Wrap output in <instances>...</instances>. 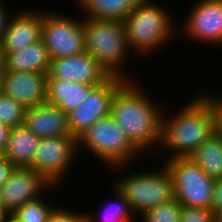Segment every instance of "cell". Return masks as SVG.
Returning <instances> with one entry per match:
<instances>
[{
	"instance_id": "6da1fadb",
	"label": "cell",
	"mask_w": 222,
	"mask_h": 222,
	"mask_svg": "<svg viewBox=\"0 0 222 222\" xmlns=\"http://www.w3.org/2000/svg\"><path fill=\"white\" fill-rule=\"evenodd\" d=\"M200 92L175 110V114L164 109L161 141L154 157L161 155L164 160L187 158L218 131L215 93L208 89Z\"/></svg>"
},
{
	"instance_id": "7a4b0ae2",
	"label": "cell",
	"mask_w": 222,
	"mask_h": 222,
	"mask_svg": "<svg viewBox=\"0 0 222 222\" xmlns=\"http://www.w3.org/2000/svg\"><path fill=\"white\" fill-rule=\"evenodd\" d=\"M142 86L139 81L127 80L114 95L110 116L142 155L155 156L161 141L165 107L163 104L160 106L159 102L157 104L154 101L156 98L150 96Z\"/></svg>"
},
{
	"instance_id": "3957f363",
	"label": "cell",
	"mask_w": 222,
	"mask_h": 222,
	"mask_svg": "<svg viewBox=\"0 0 222 222\" xmlns=\"http://www.w3.org/2000/svg\"><path fill=\"white\" fill-rule=\"evenodd\" d=\"M170 12L166 7L157 4L156 0H145L126 16L123 24L127 44L131 52L134 50L133 54L140 57L154 54L160 47H167L172 38L174 40V37L180 36L176 34L177 26H174L177 25L174 19L176 17Z\"/></svg>"
},
{
	"instance_id": "277c9868",
	"label": "cell",
	"mask_w": 222,
	"mask_h": 222,
	"mask_svg": "<svg viewBox=\"0 0 222 222\" xmlns=\"http://www.w3.org/2000/svg\"><path fill=\"white\" fill-rule=\"evenodd\" d=\"M81 19L85 35V52L92 55L111 76H119L127 80L139 79L137 75L126 72L129 68L125 63L131 51L127 44L123 22L86 17Z\"/></svg>"
},
{
	"instance_id": "5b68a950",
	"label": "cell",
	"mask_w": 222,
	"mask_h": 222,
	"mask_svg": "<svg viewBox=\"0 0 222 222\" xmlns=\"http://www.w3.org/2000/svg\"><path fill=\"white\" fill-rule=\"evenodd\" d=\"M132 165H120L110 169L119 175L113 184L122 192L137 217L158 205L175 200L173 178L163 163L154 170L130 171ZM129 170V171H128ZM114 171V172H113ZM127 173H125V172ZM144 171V172H143ZM147 171V172H146ZM130 172V173H129ZM124 173V175H123ZM122 175V176H121ZM119 178V179H118Z\"/></svg>"
},
{
	"instance_id": "8992f818",
	"label": "cell",
	"mask_w": 222,
	"mask_h": 222,
	"mask_svg": "<svg viewBox=\"0 0 222 222\" xmlns=\"http://www.w3.org/2000/svg\"><path fill=\"white\" fill-rule=\"evenodd\" d=\"M84 150L108 166V169L120 165H133L136 162L135 158H144L110 115L96 121L78 138V152Z\"/></svg>"
},
{
	"instance_id": "52a82bcc",
	"label": "cell",
	"mask_w": 222,
	"mask_h": 222,
	"mask_svg": "<svg viewBox=\"0 0 222 222\" xmlns=\"http://www.w3.org/2000/svg\"><path fill=\"white\" fill-rule=\"evenodd\" d=\"M173 178L175 199L187 207L211 210L215 179L189 157L162 160Z\"/></svg>"
},
{
	"instance_id": "ba28073f",
	"label": "cell",
	"mask_w": 222,
	"mask_h": 222,
	"mask_svg": "<svg viewBox=\"0 0 222 222\" xmlns=\"http://www.w3.org/2000/svg\"><path fill=\"white\" fill-rule=\"evenodd\" d=\"M42 10L41 40L50 59L77 55L85 52L83 22L76 16L63 12ZM49 11V12H48ZM78 19V20H77Z\"/></svg>"
},
{
	"instance_id": "9c48e42d",
	"label": "cell",
	"mask_w": 222,
	"mask_h": 222,
	"mask_svg": "<svg viewBox=\"0 0 222 222\" xmlns=\"http://www.w3.org/2000/svg\"><path fill=\"white\" fill-rule=\"evenodd\" d=\"M79 154L78 139L74 136L40 138L32 163L28 167L42 174L51 184L61 186Z\"/></svg>"
},
{
	"instance_id": "30bf717a",
	"label": "cell",
	"mask_w": 222,
	"mask_h": 222,
	"mask_svg": "<svg viewBox=\"0 0 222 222\" xmlns=\"http://www.w3.org/2000/svg\"><path fill=\"white\" fill-rule=\"evenodd\" d=\"M186 14L183 25L177 27L181 38L222 47V0H196Z\"/></svg>"
},
{
	"instance_id": "8fae6325",
	"label": "cell",
	"mask_w": 222,
	"mask_h": 222,
	"mask_svg": "<svg viewBox=\"0 0 222 222\" xmlns=\"http://www.w3.org/2000/svg\"><path fill=\"white\" fill-rule=\"evenodd\" d=\"M126 81L123 77L111 76L95 86L79 106L68 113L71 135L78 139L96 121L109 116L114 95Z\"/></svg>"
},
{
	"instance_id": "7c38bea8",
	"label": "cell",
	"mask_w": 222,
	"mask_h": 222,
	"mask_svg": "<svg viewBox=\"0 0 222 222\" xmlns=\"http://www.w3.org/2000/svg\"><path fill=\"white\" fill-rule=\"evenodd\" d=\"M60 188L62 187L51 184L42 174L37 173L31 167L21 166L13 169L0 188V196L5 211L13 213L26 202L47 194L48 190L50 193Z\"/></svg>"
},
{
	"instance_id": "4fadbf2b",
	"label": "cell",
	"mask_w": 222,
	"mask_h": 222,
	"mask_svg": "<svg viewBox=\"0 0 222 222\" xmlns=\"http://www.w3.org/2000/svg\"><path fill=\"white\" fill-rule=\"evenodd\" d=\"M111 75L87 52L55 58L50 61L47 79L69 80L88 85H100Z\"/></svg>"
},
{
	"instance_id": "5bb4252c",
	"label": "cell",
	"mask_w": 222,
	"mask_h": 222,
	"mask_svg": "<svg viewBox=\"0 0 222 222\" xmlns=\"http://www.w3.org/2000/svg\"><path fill=\"white\" fill-rule=\"evenodd\" d=\"M27 8L9 17L0 42V57L16 52L33 44L41 38L42 11Z\"/></svg>"
},
{
	"instance_id": "9a60e30c",
	"label": "cell",
	"mask_w": 222,
	"mask_h": 222,
	"mask_svg": "<svg viewBox=\"0 0 222 222\" xmlns=\"http://www.w3.org/2000/svg\"><path fill=\"white\" fill-rule=\"evenodd\" d=\"M46 80L43 73L7 71L3 93L26 109L35 107L46 101Z\"/></svg>"
},
{
	"instance_id": "2e32d148",
	"label": "cell",
	"mask_w": 222,
	"mask_h": 222,
	"mask_svg": "<svg viewBox=\"0 0 222 222\" xmlns=\"http://www.w3.org/2000/svg\"><path fill=\"white\" fill-rule=\"evenodd\" d=\"M23 125L39 138L72 136L68 114L60 107L47 101L38 106L27 108Z\"/></svg>"
},
{
	"instance_id": "e0dca14e",
	"label": "cell",
	"mask_w": 222,
	"mask_h": 222,
	"mask_svg": "<svg viewBox=\"0 0 222 222\" xmlns=\"http://www.w3.org/2000/svg\"><path fill=\"white\" fill-rule=\"evenodd\" d=\"M98 85L69 80L47 79L46 101L60 107L66 114L76 109L89 92Z\"/></svg>"
},
{
	"instance_id": "ac0fdd59",
	"label": "cell",
	"mask_w": 222,
	"mask_h": 222,
	"mask_svg": "<svg viewBox=\"0 0 222 222\" xmlns=\"http://www.w3.org/2000/svg\"><path fill=\"white\" fill-rule=\"evenodd\" d=\"M3 60L7 71H27L43 74L48 73L51 61L47 48L41 39L21 50L7 53Z\"/></svg>"
},
{
	"instance_id": "d6986e66",
	"label": "cell",
	"mask_w": 222,
	"mask_h": 222,
	"mask_svg": "<svg viewBox=\"0 0 222 222\" xmlns=\"http://www.w3.org/2000/svg\"><path fill=\"white\" fill-rule=\"evenodd\" d=\"M39 142L40 138L24 125L16 126L11 128L7 148L2 155L15 167H28Z\"/></svg>"
},
{
	"instance_id": "ffe728a7",
	"label": "cell",
	"mask_w": 222,
	"mask_h": 222,
	"mask_svg": "<svg viewBox=\"0 0 222 222\" xmlns=\"http://www.w3.org/2000/svg\"><path fill=\"white\" fill-rule=\"evenodd\" d=\"M84 17L99 20L124 21L126 16L145 0H74Z\"/></svg>"
},
{
	"instance_id": "44dd1931",
	"label": "cell",
	"mask_w": 222,
	"mask_h": 222,
	"mask_svg": "<svg viewBox=\"0 0 222 222\" xmlns=\"http://www.w3.org/2000/svg\"><path fill=\"white\" fill-rule=\"evenodd\" d=\"M189 158L211 178H222V134L217 131L203 142Z\"/></svg>"
},
{
	"instance_id": "7402d4cb",
	"label": "cell",
	"mask_w": 222,
	"mask_h": 222,
	"mask_svg": "<svg viewBox=\"0 0 222 222\" xmlns=\"http://www.w3.org/2000/svg\"><path fill=\"white\" fill-rule=\"evenodd\" d=\"M113 196L115 199L112 202L104 204V208L97 211L98 213L85 212L86 222H133L132 217L136 215L132 211L128 200L117 188L116 185L112 186ZM103 209V210H102ZM101 214V215H100ZM100 215V216H99Z\"/></svg>"
},
{
	"instance_id": "603a6c76",
	"label": "cell",
	"mask_w": 222,
	"mask_h": 222,
	"mask_svg": "<svg viewBox=\"0 0 222 222\" xmlns=\"http://www.w3.org/2000/svg\"><path fill=\"white\" fill-rule=\"evenodd\" d=\"M45 195L38 199L26 202L17 208L13 215L20 222H47L53 211L58 207L44 199ZM47 201V202H46Z\"/></svg>"
},
{
	"instance_id": "cb8c5ba5",
	"label": "cell",
	"mask_w": 222,
	"mask_h": 222,
	"mask_svg": "<svg viewBox=\"0 0 222 222\" xmlns=\"http://www.w3.org/2000/svg\"><path fill=\"white\" fill-rule=\"evenodd\" d=\"M26 108L3 92L0 93V122L10 128L23 125Z\"/></svg>"
},
{
	"instance_id": "d4e9b609",
	"label": "cell",
	"mask_w": 222,
	"mask_h": 222,
	"mask_svg": "<svg viewBox=\"0 0 222 222\" xmlns=\"http://www.w3.org/2000/svg\"><path fill=\"white\" fill-rule=\"evenodd\" d=\"M182 205L175 199L147 210L139 216L141 222H180Z\"/></svg>"
},
{
	"instance_id": "484cf974",
	"label": "cell",
	"mask_w": 222,
	"mask_h": 222,
	"mask_svg": "<svg viewBox=\"0 0 222 222\" xmlns=\"http://www.w3.org/2000/svg\"><path fill=\"white\" fill-rule=\"evenodd\" d=\"M180 222H217L216 213L204 208L182 206Z\"/></svg>"
},
{
	"instance_id": "4316f807",
	"label": "cell",
	"mask_w": 222,
	"mask_h": 222,
	"mask_svg": "<svg viewBox=\"0 0 222 222\" xmlns=\"http://www.w3.org/2000/svg\"><path fill=\"white\" fill-rule=\"evenodd\" d=\"M64 209H63V208ZM64 206H58L51 216L49 217L47 222H86L85 212L77 211L73 209L67 210ZM81 212V213H80Z\"/></svg>"
},
{
	"instance_id": "83f0119b",
	"label": "cell",
	"mask_w": 222,
	"mask_h": 222,
	"mask_svg": "<svg viewBox=\"0 0 222 222\" xmlns=\"http://www.w3.org/2000/svg\"><path fill=\"white\" fill-rule=\"evenodd\" d=\"M222 209V178L215 179L213 186V196L211 200V211L214 213Z\"/></svg>"
},
{
	"instance_id": "f1b7e54d",
	"label": "cell",
	"mask_w": 222,
	"mask_h": 222,
	"mask_svg": "<svg viewBox=\"0 0 222 222\" xmlns=\"http://www.w3.org/2000/svg\"><path fill=\"white\" fill-rule=\"evenodd\" d=\"M15 166L3 155L0 156V188L4 182L9 178Z\"/></svg>"
},
{
	"instance_id": "f546056e",
	"label": "cell",
	"mask_w": 222,
	"mask_h": 222,
	"mask_svg": "<svg viewBox=\"0 0 222 222\" xmlns=\"http://www.w3.org/2000/svg\"><path fill=\"white\" fill-rule=\"evenodd\" d=\"M6 0H0V42L6 29L9 17L12 15L7 8Z\"/></svg>"
},
{
	"instance_id": "4dcf8cb0",
	"label": "cell",
	"mask_w": 222,
	"mask_h": 222,
	"mask_svg": "<svg viewBox=\"0 0 222 222\" xmlns=\"http://www.w3.org/2000/svg\"><path fill=\"white\" fill-rule=\"evenodd\" d=\"M10 132L11 128L0 122V152L2 154L7 148Z\"/></svg>"
},
{
	"instance_id": "1f68e13d",
	"label": "cell",
	"mask_w": 222,
	"mask_h": 222,
	"mask_svg": "<svg viewBox=\"0 0 222 222\" xmlns=\"http://www.w3.org/2000/svg\"><path fill=\"white\" fill-rule=\"evenodd\" d=\"M215 102L217 107V115H218V131L222 134V92H215Z\"/></svg>"
},
{
	"instance_id": "d6a6232c",
	"label": "cell",
	"mask_w": 222,
	"mask_h": 222,
	"mask_svg": "<svg viewBox=\"0 0 222 222\" xmlns=\"http://www.w3.org/2000/svg\"><path fill=\"white\" fill-rule=\"evenodd\" d=\"M6 72L7 70H6L4 60L2 57H0V93L3 92Z\"/></svg>"
},
{
	"instance_id": "836d02e7",
	"label": "cell",
	"mask_w": 222,
	"mask_h": 222,
	"mask_svg": "<svg viewBox=\"0 0 222 222\" xmlns=\"http://www.w3.org/2000/svg\"><path fill=\"white\" fill-rule=\"evenodd\" d=\"M1 222H20L13 213H6L1 218Z\"/></svg>"
},
{
	"instance_id": "e575fe53",
	"label": "cell",
	"mask_w": 222,
	"mask_h": 222,
	"mask_svg": "<svg viewBox=\"0 0 222 222\" xmlns=\"http://www.w3.org/2000/svg\"><path fill=\"white\" fill-rule=\"evenodd\" d=\"M7 212L4 209V206L2 204V200H1V196H0V218L3 217L4 214H6Z\"/></svg>"
},
{
	"instance_id": "d590c367",
	"label": "cell",
	"mask_w": 222,
	"mask_h": 222,
	"mask_svg": "<svg viewBox=\"0 0 222 222\" xmlns=\"http://www.w3.org/2000/svg\"><path fill=\"white\" fill-rule=\"evenodd\" d=\"M216 221L222 222V209L216 213Z\"/></svg>"
}]
</instances>
